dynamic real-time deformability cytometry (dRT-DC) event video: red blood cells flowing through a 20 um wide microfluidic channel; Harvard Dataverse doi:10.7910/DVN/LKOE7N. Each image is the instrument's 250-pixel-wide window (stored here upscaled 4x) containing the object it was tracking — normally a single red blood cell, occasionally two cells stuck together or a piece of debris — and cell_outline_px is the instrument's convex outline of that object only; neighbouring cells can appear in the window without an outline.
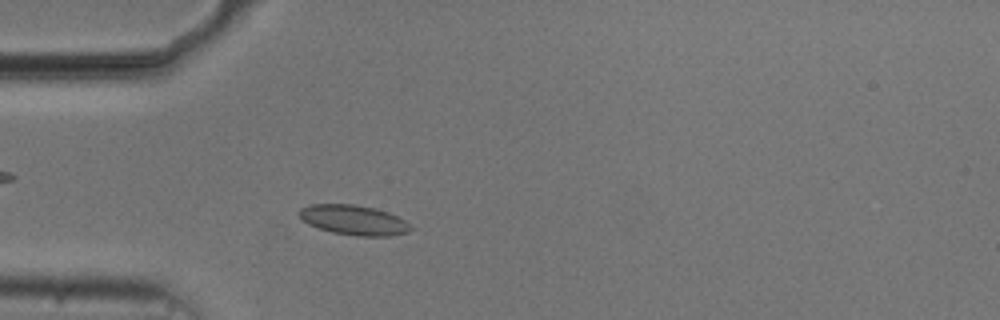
{"species": "common noctule bat (a hibernating species)", "species_latin": "Nyctalus noctula", "temperature_condition": "cold", "stored_images_in_passage": 49, "camera_frame_rate_fps": 3000, "um_per_image_px": 0.085, "animal": {"sex": "male", "body_mass_g": 20.5, "forearm_length_mm": 52.5}, "frame": {"image": 1, "passage_image": 10, "time_ms": 3.0, "image_size_px": [1000, 320], "cell_outline_px": [[412, 228], [408, 232], [388, 236], [356, 236], [332, 232], [308, 224], [296, 212], [300, 208], [308, 204], [352, 204], [376, 208], [388, 212], [412, 224]], "centroid_in_image_um": [30.06, 18.69], "position_along_channel_um": 54.9, "area_um2": 19.48}}
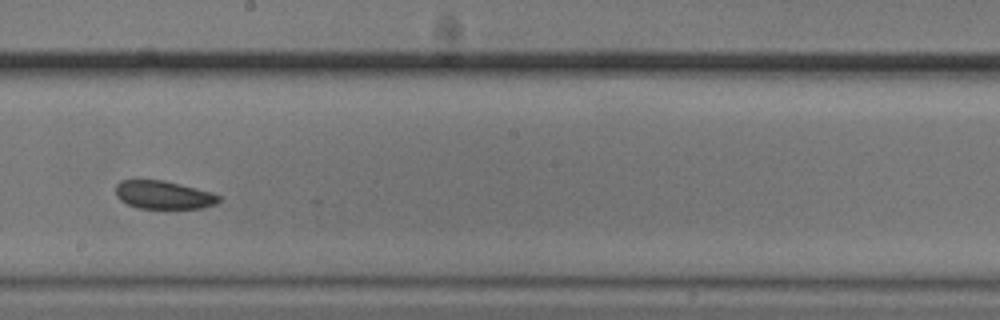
{"frame": {"image": 2, "passage_image": 25, "time_ms": 8.0, "image_size_px": [1000, 320], "cell_outline_px": [[220, 200], [216, 204], [200, 208], [136, 208], [120, 200], [116, 196], [116, 184], [120, 180], [164, 180], [180, 184], [208, 192], [220, 196]], "centroid_in_image_um": [13.85, 16.57], "position_along_channel_um": 234.4, "area_um2": 16.76}}
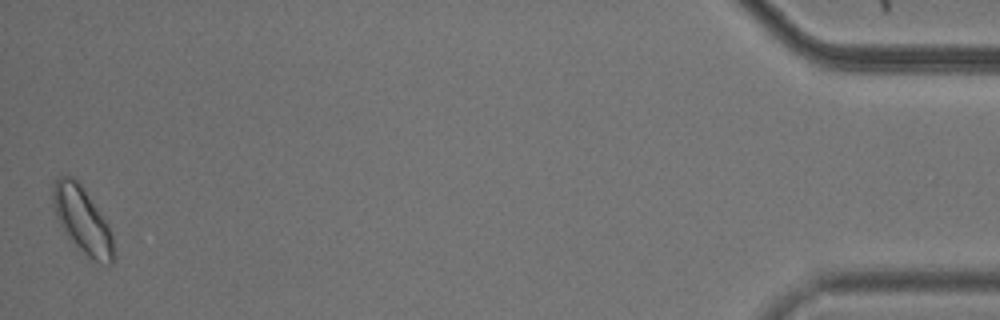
{"frame": {"image": 3, "passage_image": 48, "time_ms": 15.667, "image_size_px": [1000, 320], "cell_outline_px": [[116, 256], [112, 264], [100, 264], [92, 260], [64, 232], [56, 216], [52, 200], [52, 188], [56, 176], [72, 176], [80, 184], [100, 212], [108, 224], [112, 232]], "centroid_in_image_um": [7.03, 18.73], "position_along_channel_um": 428.2, "area_um2": 23.41}}